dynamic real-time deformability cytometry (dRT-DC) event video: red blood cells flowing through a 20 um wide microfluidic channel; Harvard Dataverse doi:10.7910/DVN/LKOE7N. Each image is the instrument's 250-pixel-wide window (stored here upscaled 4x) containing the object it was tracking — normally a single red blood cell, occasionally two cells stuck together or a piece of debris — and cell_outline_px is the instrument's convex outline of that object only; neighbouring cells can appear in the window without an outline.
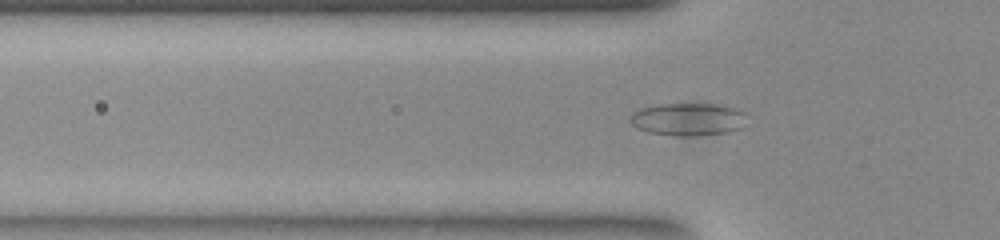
{"species": "common noctule bat (a hibernating species)", "species_latin": "Nyctalus noctula", "temperature_condition": "room temperature", "stored_images_in_passage": 43, "camera_frame_rate_fps": 3000, "um_per_image_px": 0.085, "animal": {"sex": "female", "body_mass_g": 23.0, "forearm_length_mm": 53.4}, "frame": {"image": 1, "passage_image": 6, "time_ms": 1.667, "image_size_px": [1000, 240], "cell_outline_px": [[744, 112], [740, 128], [724, 132], [688, 136], [680, 136], [648, 132], [636, 128], [628, 120], [632, 112], [640, 108], [656, 104], [712, 104], [736, 108]], "centroid_in_image_um": [58.37, 10.12], "position_along_channel_um": 67.4, "area_um2": 21.85}}
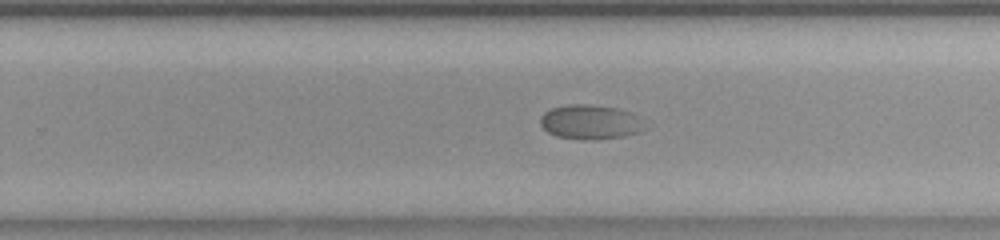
{"frame": {"image": 2, "passage_image": 23, "time_ms": 7.333, "image_size_px": [1000, 240], "cell_outline_px": [[644, 128], [636, 132], [624, 136], [592, 140], [556, 136], [548, 132], [540, 124], [540, 116], [544, 112], [552, 108], [568, 104], [584, 104], [620, 108], [632, 112], [636, 116]], "centroid_in_image_um": [50.12, 10.36], "position_along_channel_um": 279.7, "area_um2": 20.69}}
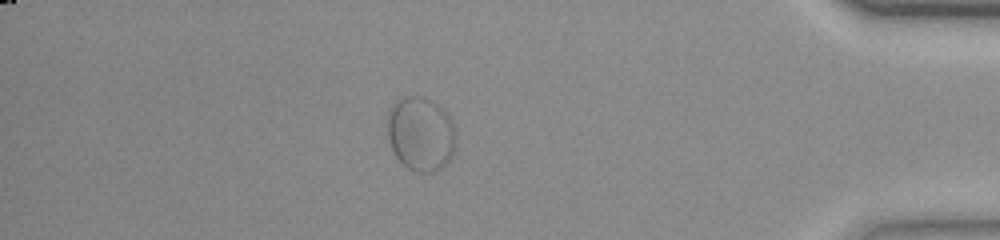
{"frame": {"image": 3, "passage_image": 36, "time_ms": 11.667, "image_size_px": [1000, 240], "cell_outline_px": [[456, 148], [448, 160], [444, 164], [432, 172], [416, 172], [408, 168], [396, 156], [388, 140], [388, 116], [392, 104], [400, 96], [420, 96], [432, 100], [440, 104], [452, 120], [456, 136]], "centroid_in_image_um": [35.77, 11.33], "position_along_channel_um": 399.4, "area_um2": 29.82}}